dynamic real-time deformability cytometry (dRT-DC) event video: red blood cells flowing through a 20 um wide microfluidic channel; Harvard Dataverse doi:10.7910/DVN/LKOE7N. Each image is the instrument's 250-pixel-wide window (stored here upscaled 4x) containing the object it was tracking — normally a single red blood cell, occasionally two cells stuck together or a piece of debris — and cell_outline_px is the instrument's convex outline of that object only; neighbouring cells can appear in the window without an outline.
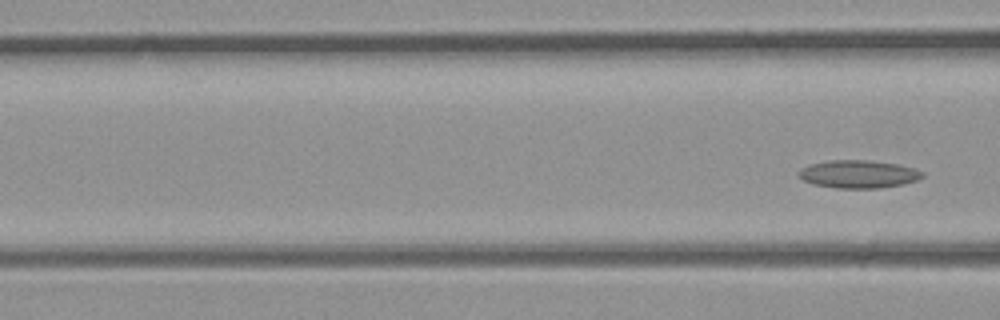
{"species": "common noctule bat (a hibernating species)", "species_latin": "Nyctalus noctula", "temperature_condition": "room temperature", "stored_images_in_passage": 5, "segment_of_instrument_passage": [2, 2], "camera_frame_rate_fps": 3000, "um_per_image_px": 0.085, "animal": {"sex": "male", "body_mass_g": 23.1, "forearm_length_mm": 52.7}, "frame": {"image": 1, "passage_image": 5, "time_ms": 1.333, "image_size_px": [1000, 320], "cell_outline_px": [[924, 176], [916, 180], [904, 184], [880, 188], [836, 188], [812, 184], [804, 180], [796, 172], [800, 168], [808, 164], [828, 160], [868, 160], [900, 164], [916, 168], [924, 172]], "centroid_in_image_um": [72.97, 14.79], "position_along_channel_um": 93.6, "area_um2": 20.4}}